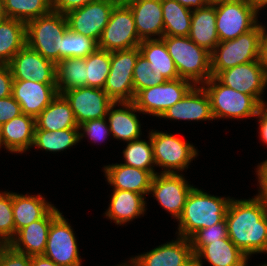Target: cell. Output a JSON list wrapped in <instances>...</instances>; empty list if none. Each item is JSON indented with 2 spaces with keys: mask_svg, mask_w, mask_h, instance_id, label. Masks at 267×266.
Here are the masks:
<instances>
[{
  "mask_svg": "<svg viewBox=\"0 0 267 266\" xmlns=\"http://www.w3.org/2000/svg\"><path fill=\"white\" fill-rule=\"evenodd\" d=\"M14 80L56 84V64L27 44L8 63Z\"/></svg>",
  "mask_w": 267,
  "mask_h": 266,
  "instance_id": "5bb4252c",
  "label": "cell"
},
{
  "mask_svg": "<svg viewBox=\"0 0 267 266\" xmlns=\"http://www.w3.org/2000/svg\"><path fill=\"white\" fill-rule=\"evenodd\" d=\"M194 259L189 238L178 237L130 261L136 266H187Z\"/></svg>",
  "mask_w": 267,
  "mask_h": 266,
  "instance_id": "d6986e66",
  "label": "cell"
},
{
  "mask_svg": "<svg viewBox=\"0 0 267 266\" xmlns=\"http://www.w3.org/2000/svg\"><path fill=\"white\" fill-rule=\"evenodd\" d=\"M134 16L135 27L141 41L151 40V36L163 37L164 21L161 0H132L126 3Z\"/></svg>",
  "mask_w": 267,
  "mask_h": 266,
  "instance_id": "7402d4cb",
  "label": "cell"
},
{
  "mask_svg": "<svg viewBox=\"0 0 267 266\" xmlns=\"http://www.w3.org/2000/svg\"><path fill=\"white\" fill-rule=\"evenodd\" d=\"M56 84L60 95L86 86V58H64L56 64Z\"/></svg>",
  "mask_w": 267,
  "mask_h": 266,
  "instance_id": "836d02e7",
  "label": "cell"
},
{
  "mask_svg": "<svg viewBox=\"0 0 267 266\" xmlns=\"http://www.w3.org/2000/svg\"><path fill=\"white\" fill-rule=\"evenodd\" d=\"M192 87V82L184 78L167 80L163 84L140 90L135 95L134 104L143 114L160 117L168 108L180 101Z\"/></svg>",
  "mask_w": 267,
  "mask_h": 266,
  "instance_id": "30bf717a",
  "label": "cell"
},
{
  "mask_svg": "<svg viewBox=\"0 0 267 266\" xmlns=\"http://www.w3.org/2000/svg\"><path fill=\"white\" fill-rule=\"evenodd\" d=\"M176 1L180 3L182 6L190 10L193 7H194L193 10H195V9L202 8L210 4L208 0H176Z\"/></svg>",
  "mask_w": 267,
  "mask_h": 266,
  "instance_id": "816d5d0a",
  "label": "cell"
},
{
  "mask_svg": "<svg viewBox=\"0 0 267 266\" xmlns=\"http://www.w3.org/2000/svg\"><path fill=\"white\" fill-rule=\"evenodd\" d=\"M70 103L78 125L88 121L107 117L114 103L101 88L79 87L62 94Z\"/></svg>",
  "mask_w": 267,
  "mask_h": 266,
  "instance_id": "9a60e30c",
  "label": "cell"
},
{
  "mask_svg": "<svg viewBox=\"0 0 267 266\" xmlns=\"http://www.w3.org/2000/svg\"><path fill=\"white\" fill-rule=\"evenodd\" d=\"M210 4H217L220 2L236 1V0H208Z\"/></svg>",
  "mask_w": 267,
  "mask_h": 266,
  "instance_id": "6f0895ef",
  "label": "cell"
},
{
  "mask_svg": "<svg viewBox=\"0 0 267 266\" xmlns=\"http://www.w3.org/2000/svg\"><path fill=\"white\" fill-rule=\"evenodd\" d=\"M215 78L229 88L253 96L260 104L264 102L261 94L267 85V77L259 61L243 63L220 71Z\"/></svg>",
  "mask_w": 267,
  "mask_h": 266,
  "instance_id": "2e32d148",
  "label": "cell"
},
{
  "mask_svg": "<svg viewBox=\"0 0 267 266\" xmlns=\"http://www.w3.org/2000/svg\"><path fill=\"white\" fill-rule=\"evenodd\" d=\"M262 29L263 26L257 24L233 40L219 42L210 53L212 76L243 63L258 61Z\"/></svg>",
  "mask_w": 267,
  "mask_h": 266,
  "instance_id": "5b68a950",
  "label": "cell"
},
{
  "mask_svg": "<svg viewBox=\"0 0 267 266\" xmlns=\"http://www.w3.org/2000/svg\"><path fill=\"white\" fill-rule=\"evenodd\" d=\"M230 200L229 197L227 199L212 196L193 187L186 199L182 214L178 218V235L189 238L199 229L222 222Z\"/></svg>",
  "mask_w": 267,
  "mask_h": 266,
  "instance_id": "7a4b0ae2",
  "label": "cell"
},
{
  "mask_svg": "<svg viewBox=\"0 0 267 266\" xmlns=\"http://www.w3.org/2000/svg\"><path fill=\"white\" fill-rule=\"evenodd\" d=\"M115 1L116 3H128L129 1H132V0H113Z\"/></svg>",
  "mask_w": 267,
  "mask_h": 266,
  "instance_id": "680465c9",
  "label": "cell"
},
{
  "mask_svg": "<svg viewBox=\"0 0 267 266\" xmlns=\"http://www.w3.org/2000/svg\"><path fill=\"white\" fill-rule=\"evenodd\" d=\"M144 195L128 190H113L109 208L105 215L116 224L129 222L145 211Z\"/></svg>",
  "mask_w": 267,
  "mask_h": 266,
  "instance_id": "83f0119b",
  "label": "cell"
},
{
  "mask_svg": "<svg viewBox=\"0 0 267 266\" xmlns=\"http://www.w3.org/2000/svg\"><path fill=\"white\" fill-rule=\"evenodd\" d=\"M57 84L13 80L12 97L25 115L36 118L58 95Z\"/></svg>",
  "mask_w": 267,
  "mask_h": 266,
  "instance_id": "ac0fdd59",
  "label": "cell"
},
{
  "mask_svg": "<svg viewBox=\"0 0 267 266\" xmlns=\"http://www.w3.org/2000/svg\"><path fill=\"white\" fill-rule=\"evenodd\" d=\"M194 257L197 261L204 257L212 266H246L248 260L229 238L205 245Z\"/></svg>",
  "mask_w": 267,
  "mask_h": 266,
  "instance_id": "f546056e",
  "label": "cell"
},
{
  "mask_svg": "<svg viewBox=\"0 0 267 266\" xmlns=\"http://www.w3.org/2000/svg\"><path fill=\"white\" fill-rule=\"evenodd\" d=\"M141 42L130 7L117 3L98 41V48L109 52L127 50L138 47Z\"/></svg>",
  "mask_w": 267,
  "mask_h": 266,
  "instance_id": "9c48e42d",
  "label": "cell"
},
{
  "mask_svg": "<svg viewBox=\"0 0 267 266\" xmlns=\"http://www.w3.org/2000/svg\"><path fill=\"white\" fill-rule=\"evenodd\" d=\"M224 238H229L226 219L208 228L197 230L189 240L195 256L205 245Z\"/></svg>",
  "mask_w": 267,
  "mask_h": 266,
  "instance_id": "b9f144b4",
  "label": "cell"
},
{
  "mask_svg": "<svg viewBox=\"0 0 267 266\" xmlns=\"http://www.w3.org/2000/svg\"><path fill=\"white\" fill-rule=\"evenodd\" d=\"M166 81L167 79L164 76L154 74L147 59L139 54L133 69L135 95L142 89L154 87Z\"/></svg>",
  "mask_w": 267,
  "mask_h": 266,
  "instance_id": "ab89813d",
  "label": "cell"
},
{
  "mask_svg": "<svg viewBox=\"0 0 267 266\" xmlns=\"http://www.w3.org/2000/svg\"><path fill=\"white\" fill-rule=\"evenodd\" d=\"M116 4L113 0H95L68 12V28L98 42Z\"/></svg>",
  "mask_w": 267,
  "mask_h": 266,
  "instance_id": "7c38bea8",
  "label": "cell"
},
{
  "mask_svg": "<svg viewBox=\"0 0 267 266\" xmlns=\"http://www.w3.org/2000/svg\"><path fill=\"white\" fill-rule=\"evenodd\" d=\"M258 182L260 184L259 194L267 197V160L263 161L257 168Z\"/></svg>",
  "mask_w": 267,
  "mask_h": 266,
  "instance_id": "f907efd6",
  "label": "cell"
},
{
  "mask_svg": "<svg viewBox=\"0 0 267 266\" xmlns=\"http://www.w3.org/2000/svg\"><path fill=\"white\" fill-rule=\"evenodd\" d=\"M150 139L153 145L156 166L163 167L162 173H177L174 170H184L197 155L193 145L168 133L151 131Z\"/></svg>",
  "mask_w": 267,
  "mask_h": 266,
  "instance_id": "8fae6325",
  "label": "cell"
},
{
  "mask_svg": "<svg viewBox=\"0 0 267 266\" xmlns=\"http://www.w3.org/2000/svg\"><path fill=\"white\" fill-rule=\"evenodd\" d=\"M31 266H60L44 255L31 256Z\"/></svg>",
  "mask_w": 267,
  "mask_h": 266,
  "instance_id": "f5cc1de1",
  "label": "cell"
},
{
  "mask_svg": "<svg viewBox=\"0 0 267 266\" xmlns=\"http://www.w3.org/2000/svg\"><path fill=\"white\" fill-rule=\"evenodd\" d=\"M169 55L174 60L180 78L197 85L207 82L211 77L210 52L198 46L188 36H163L161 38Z\"/></svg>",
  "mask_w": 267,
  "mask_h": 266,
  "instance_id": "3957f363",
  "label": "cell"
},
{
  "mask_svg": "<svg viewBox=\"0 0 267 266\" xmlns=\"http://www.w3.org/2000/svg\"><path fill=\"white\" fill-rule=\"evenodd\" d=\"M79 129H64L60 131L35 130L33 145L46 151L58 152L67 149L82 139Z\"/></svg>",
  "mask_w": 267,
  "mask_h": 266,
  "instance_id": "e575fe53",
  "label": "cell"
},
{
  "mask_svg": "<svg viewBox=\"0 0 267 266\" xmlns=\"http://www.w3.org/2000/svg\"><path fill=\"white\" fill-rule=\"evenodd\" d=\"M5 17L28 21L52 11L51 0H3Z\"/></svg>",
  "mask_w": 267,
  "mask_h": 266,
  "instance_id": "d590c367",
  "label": "cell"
},
{
  "mask_svg": "<svg viewBox=\"0 0 267 266\" xmlns=\"http://www.w3.org/2000/svg\"><path fill=\"white\" fill-rule=\"evenodd\" d=\"M5 18V14L3 11V0H0V21Z\"/></svg>",
  "mask_w": 267,
  "mask_h": 266,
  "instance_id": "11a10c76",
  "label": "cell"
},
{
  "mask_svg": "<svg viewBox=\"0 0 267 266\" xmlns=\"http://www.w3.org/2000/svg\"><path fill=\"white\" fill-rule=\"evenodd\" d=\"M160 117L175 120H213L210 98L203 87L193 86L175 105Z\"/></svg>",
  "mask_w": 267,
  "mask_h": 266,
  "instance_id": "44dd1931",
  "label": "cell"
},
{
  "mask_svg": "<svg viewBox=\"0 0 267 266\" xmlns=\"http://www.w3.org/2000/svg\"><path fill=\"white\" fill-rule=\"evenodd\" d=\"M13 80L8 64H0V99L12 95Z\"/></svg>",
  "mask_w": 267,
  "mask_h": 266,
  "instance_id": "7dc6e473",
  "label": "cell"
},
{
  "mask_svg": "<svg viewBox=\"0 0 267 266\" xmlns=\"http://www.w3.org/2000/svg\"><path fill=\"white\" fill-rule=\"evenodd\" d=\"M150 143L135 139L128 142L126 149L123 150L125 158V165L132 166L138 169L150 171L153 175L157 174L153 169L155 164L153 145L150 139ZM153 166V167H152Z\"/></svg>",
  "mask_w": 267,
  "mask_h": 266,
  "instance_id": "74e56055",
  "label": "cell"
},
{
  "mask_svg": "<svg viewBox=\"0 0 267 266\" xmlns=\"http://www.w3.org/2000/svg\"><path fill=\"white\" fill-rule=\"evenodd\" d=\"M229 239L247 256L267 253V197L231 199L225 214Z\"/></svg>",
  "mask_w": 267,
  "mask_h": 266,
  "instance_id": "6da1fadb",
  "label": "cell"
},
{
  "mask_svg": "<svg viewBox=\"0 0 267 266\" xmlns=\"http://www.w3.org/2000/svg\"><path fill=\"white\" fill-rule=\"evenodd\" d=\"M60 214L61 212L53 206L41 219L20 229L8 245L15 251L29 256L43 255L51 223Z\"/></svg>",
  "mask_w": 267,
  "mask_h": 266,
  "instance_id": "ffe728a7",
  "label": "cell"
},
{
  "mask_svg": "<svg viewBox=\"0 0 267 266\" xmlns=\"http://www.w3.org/2000/svg\"><path fill=\"white\" fill-rule=\"evenodd\" d=\"M215 118L255 117L260 103L253 97L221 84L215 77L203 83Z\"/></svg>",
  "mask_w": 267,
  "mask_h": 266,
  "instance_id": "8992f818",
  "label": "cell"
},
{
  "mask_svg": "<svg viewBox=\"0 0 267 266\" xmlns=\"http://www.w3.org/2000/svg\"><path fill=\"white\" fill-rule=\"evenodd\" d=\"M22 114L20 104L12 95L0 99V126Z\"/></svg>",
  "mask_w": 267,
  "mask_h": 266,
  "instance_id": "f6af8a7d",
  "label": "cell"
},
{
  "mask_svg": "<svg viewBox=\"0 0 267 266\" xmlns=\"http://www.w3.org/2000/svg\"><path fill=\"white\" fill-rule=\"evenodd\" d=\"M0 266H31V256L15 251L10 245H0Z\"/></svg>",
  "mask_w": 267,
  "mask_h": 266,
  "instance_id": "7bdbcfd3",
  "label": "cell"
},
{
  "mask_svg": "<svg viewBox=\"0 0 267 266\" xmlns=\"http://www.w3.org/2000/svg\"><path fill=\"white\" fill-rule=\"evenodd\" d=\"M164 21L163 36H188L191 27L192 10L176 0H161Z\"/></svg>",
  "mask_w": 267,
  "mask_h": 266,
  "instance_id": "d6a6232c",
  "label": "cell"
},
{
  "mask_svg": "<svg viewBox=\"0 0 267 266\" xmlns=\"http://www.w3.org/2000/svg\"><path fill=\"white\" fill-rule=\"evenodd\" d=\"M138 47L140 54L147 59L154 74L164 76L167 80L180 78L174 60L169 55L162 39L143 40Z\"/></svg>",
  "mask_w": 267,
  "mask_h": 266,
  "instance_id": "4dcf8cb0",
  "label": "cell"
},
{
  "mask_svg": "<svg viewBox=\"0 0 267 266\" xmlns=\"http://www.w3.org/2000/svg\"><path fill=\"white\" fill-rule=\"evenodd\" d=\"M188 37L210 53L216 48L220 41L216 29L215 4L192 10Z\"/></svg>",
  "mask_w": 267,
  "mask_h": 266,
  "instance_id": "d4e9b609",
  "label": "cell"
},
{
  "mask_svg": "<svg viewBox=\"0 0 267 266\" xmlns=\"http://www.w3.org/2000/svg\"><path fill=\"white\" fill-rule=\"evenodd\" d=\"M95 0H51L52 11L66 15L68 12L81 8Z\"/></svg>",
  "mask_w": 267,
  "mask_h": 266,
  "instance_id": "bcb514c9",
  "label": "cell"
},
{
  "mask_svg": "<svg viewBox=\"0 0 267 266\" xmlns=\"http://www.w3.org/2000/svg\"><path fill=\"white\" fill-rule=\"evenodd\" d=\"M111 52L97 48L86 57V87L103 89L110 71Z\"/></svg>",
  "mask_w": 267,
  "mask_h": 266,
  "instance_id": "8d00e7d4",
  "label": "cell"
},
{
  "mask_svg": "<svg viewBox=\"0 0 267 266\" xmlns=\"http://www.w3.org/2000/svg\"><path fill=\"white\" fill-rule=\"evenodd\" d=\"M53 206L40 194L37 196L12 193V210L16 233L41 219Z\"/></svg>",
  "mask_w": 267,
  "mask_h": 266,
  "instance_id": "f1b7e54d",
  "label": "cell"
},
{
  "mask_svg": "<svg viewBox=\"0 0 267 266\" xmlns=\"http://www.w3.org/2000/svg\"><path fill=\"white\" fill-rule=\"evenodd\" d=\"M98 48V42L82 34H77L69 28L63 35L62 59L86 58Z\"/></svg>",
  "mask_w": 267,
  "mask_h": 266,
  "instance_id": "f35d334b",
  "label": "cell"
},
{
  "mask_svg": "<svg viewBox=\"0 0 267 266\" xmlns=\"http://www.w3.org/2000/svg\"><path fill=\"white\" fill-rule=\"evenodd\" d=\"M139 47L111 52L110 71L103 90L113 102H134L133 69Z\"/></svg>",
  "mask_w": 267,
  "mask_h": 266,
  "instance_id": "ba28073f",
  "label": "cell"
},
{
  "mask_svg": "<svg viewBox=\"0 0 267 266\" xmlns=\"http://www.w3.org/2000/svg\"><path fill=\"white\" fill-rule=\"evenodd\" d=\"M263 102L260 104L256 117H258L260 124V135L264 143L267 144V105Z\"/></svg>",
  "mask_w": 267,
  "mask_h": 266,
  "instance_id": "681fc988",
  "label": "cell"
},
{
  "mask_svg": "<svg viewBox=\"0 0 267 266\" xmlns=\"http://www.w3.org/2000/svg\"><path fill=\"white\" fill-rule=\"evenodd\" d=\"M26 45V23L5 17L0 21V64H8Z\"/></svg>",
  "mask_w": 267,
  "mask_h": 266,
  "instance_id": "1f68e13d",
  "label": "cell"
},
{
  "mask_svg": "<svg viewBox=\"0 0 267 266\" xmlns=\"http://www.w3.org/2000/svg\"><path fill=\"white\" fill-rule=\"evenodd\" d=\"M192 188L183 175L161 173L153 176L150 192L165 210L178 219Z\"/></svg>",
  "mask_w": 267,
  "mask_h": 266,
  "instance_id": "e0dca14e",
  "label": "cell"
},
{
  "mask_svg": "<svg viewBox=\"0 0 267 266\" xmlns=\"http://www.w3.org/2000/svg\"><path fill=\"white\" fill-rule=\"evenodd\" d=\"M35 124V130L50 132L79 129L70 103L60 94L35 118Z\"/></svg>",
  "mask_w": 267,
  "mask_h": 266,
  "instance_id": "484cf974",
  "label": "cell"
},
{
  "mask_svg": "<svg viewBox=\"0 0 267 266\" xmlns=\"http://www.w3.org/2000/svg\"><path fill=\"white\" fill-rule=\"evenodd\" d=\"M118 266H136V265L131 261V263L129 265L124 263L123 265L121 264V265H118Z\"/></svg>",
  "mask_w": 267,
  "mask_h": 266,
  "instance_id": "91938a15",
  "label": "cell"
},
{
  "mask_svg": "<svg viewBox=\"0 0 267 266\" xmlns=\"http://www.w3.org/2000/svg\"><path fill=\"white\" fill-rule=\"evenodd\" d=\"M104 173L114 189L133 191L142 195L150 193L154 176L150 171L120 163L105 166Z\"/></svg>",
  "mask_w": 267,
  "mask_h": 266,
  "instance_id": "603a6c76",
  "label": "cell"
},
{
  "mask_svg": "<svg viewBox=\"0 0 267 266\" xmlns=\"http://www.w3.org/2000/svg\"><path fill=\"white\" fill-rule=\"evenodd\" d=\"M43 255L60 266H81L75 235L62 213L51 223Z\"/></svg>",
  "mask_w": 267,
  "mask_h": 266,
  "instance_id": "4fadbf2b",
  "label": "cell"
},
{
  "mask_svg": "<svg viewBox=\"0 0 267 266\" xmlns=\"http://www.w3.org/2000/svg\"><path fill=\"white\" fill-rule=\"evenodd\" d=\"M117 102H114L108 112L110 132L115 139L130 142L140 138L141 125L135 112H139L134 102H119L124 108L114 109Z\"/></svg>",
  "mask_w": 267,
  "mask_h": 266,
  "instance_id": "4316f807",
  "label": "cell"
},
{
  "mask_svg": "<svg viewBox=\"0 0 267 266\" xmlns=\"http://www.w3.org/2000/svg\"><path fill=\"white\" fill-rule=\"evenodd\" d=\"M106 118L95 119V120H88L81 125H79V129L84 130V134L89 136V138L93 141L97 140L101 141L108 137L110 132V127L106 123Z\"/></svg>",
  "mask_w": 267,
  "mask_h": 266,
  "instance_id": "ee69618b",
  "label": "cell"
},
{
  "mask_svg": "<svg viewBox=\"0 0 267 266\" xmlns=\"http://www.w3.org/2000/svg\"><path fill=\"white\" fill-rule=\"evenodd\" d=\"M258 61L261 67L264 69V73L267 77V33L263 27L260 42H259V57Z\"/></svg>",
  "mask_w": 267,
  "mask_h": 266,
  "instance_id": "c3c4849f",
  "label": "cell"
},
{
  "mask_svg": "<svg viewBox=\"0 0 267 266\" xmlns=\"http://www.w3.org/2000/svg\"><path fill=\"white\" fill-rule=\"evenodd\" d=\"M258 10L267 5V0H249Z\"/></svg>",
  "mask_w": 267,
  "mask_h": 266,
  "instance_id": "db71d44e",
  "label": "cell"
},
{
  "mask_svg": "<svg viewBox=\"0 0 267 266\" xmlns=\"http://www.w3.org/2000/svg\"><path fill=\"white\" fill-rule=\"evenodd\" d=\"M187 266H202V261H197L196 259H194L190 264H188Z\"/></svg>",
  "mask_w": 267,
  "mask_h": 266,
  "instance_id": "9f6ffc18",
  "label": "cell"
},
{
  "mask_svg": "<svg viewBox=\"0 0 267 266\" xmlns=\"http://www.w3.org/2000/svg\"><path fill=\"white\" fill-rule=\"evenodd\" d=\"M35 118L24 113L0 126V144L11 152H24L34 141Z\"/></svg>",
  "mask_w": 267,
  "mask_h": 266,
  "instance_id": "cb8c5ba5",
  "label": "cell"
},
{
  "mask_svg": "<svg viewBox=\"0 0 267 266\" xmlns=\"http://www.w3.org/2000/svg\"><path fill=\"white\" fill-rule=\"evenodd\" d=\"M15 237L12 193H0V245H8Z\"/></svg>",
  "mask_w": 267,
  "mask_h": 266,
  "instance_id": "60d3db41",
  "label": "cell"
},
{
  "mask_svg": "<svg viewBox=\"0 0 267 266\" xmlns=\"http://www.w3.org/2000/svg\"><path fill=\"white\" fill-rule=\"evenodd\" d=\"M216 29L219 41H228L252 30L257 23L258 9L249 0L215 4Z\"/></svg>",
  "mask_w": 267,
  "mask_h": 266,
  "instance_id": "52a82bcc",
  "label": "cell"
},
{
  "mask_svg": "<svg viewBox=\"0 0 267 266\" xmlns=\"http://www.w3.org/2000/svg\"><path fill=\"white\" fill-rule=\"evenodd\" d=\"M67 29L66 16L51 11L26 23V44L57 64L62 60L63 35Z\"/></svg>",
  "mask_w": 267,
  "mask_h": 266,
  "instance_id": "277c9868",
  "label": "cell"
}]
</instances>
